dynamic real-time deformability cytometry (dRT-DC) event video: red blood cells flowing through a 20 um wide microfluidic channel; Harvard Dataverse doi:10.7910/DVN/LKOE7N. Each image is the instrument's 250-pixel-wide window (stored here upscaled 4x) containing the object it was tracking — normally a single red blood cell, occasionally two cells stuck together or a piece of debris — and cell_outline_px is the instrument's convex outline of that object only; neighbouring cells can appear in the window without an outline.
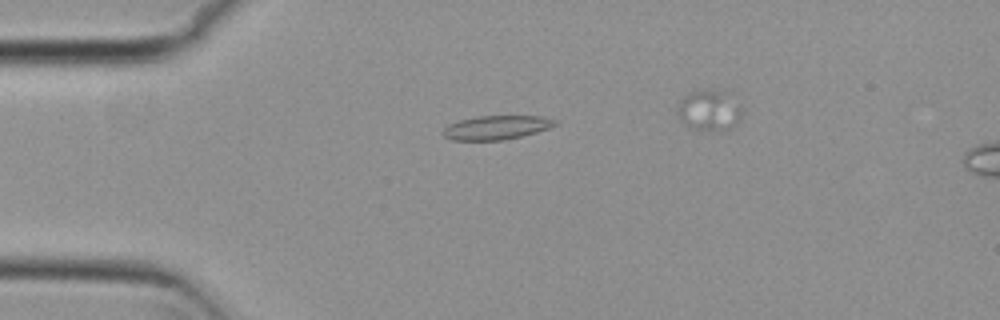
{"species": "common noctule bat (a hibernating species)", "species_latin": "Nyctalus noctula", "temperature_condition": "cold", "stored_images_in_passage": 42, "camera_frame_rate_fps": 3000, "um_per_image_px": 0.085, "animal": {"sex": "female", "body_mass_g": 29.2, "forearm_length_mm": 56.3}, "frame": {"image": 1, "passage_image": 11, "time_ms": 3.333, "image_size_px": [1000, 320], "cell_outline_px": [[556, 124], [548, 128], [536, 132], [504, 140], [452, 140], [444, 136], [440, 132], [448, 124], [460, 120], [476, 116], [540, 116], [556, 120]], "centroid_in_image_um": [42.14, 10.84], "position_along_channel_um": 42.9, "area_um2": 15.55}}
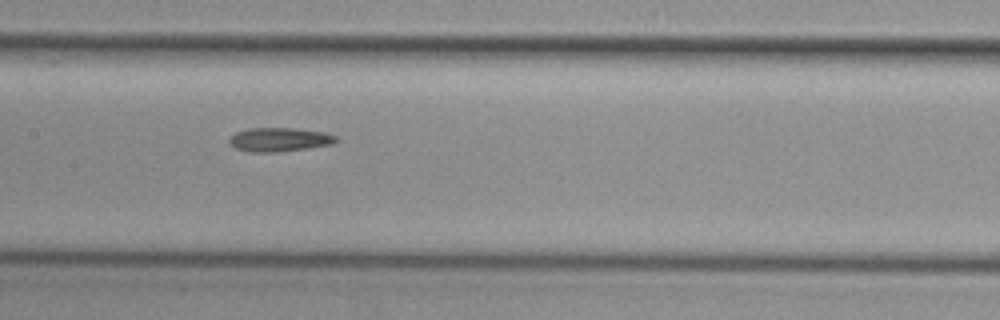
{"frame": {"image": 2, "passage_image": 24, "time_ms": 7.667, "image_size_px": [1000, 320], "cell_outline_px": [[340, 140], [332, 144], [276, 152], [248, 152], [236, 148], [228, 144], [228, 140], [236, 132], [248, 128], [292, 128], [324, 132], [336, 136]], "centroid_in_image_um": [23.72, 11.86], "position_along_channel_um": 183.7, "area_um2": 14.8}}
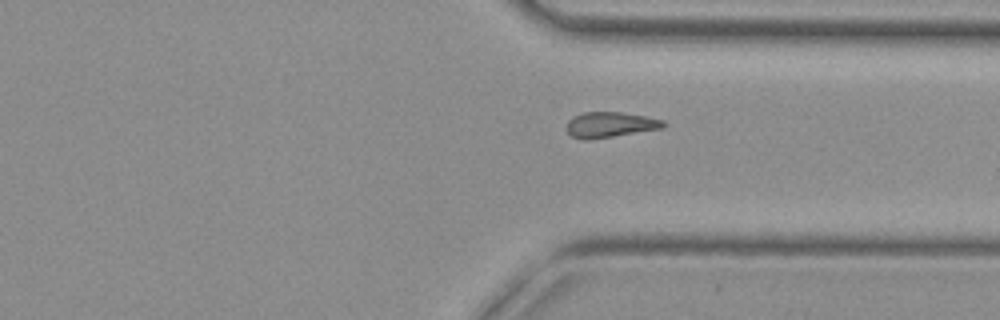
{"frame": {"image": 3, "passage_image": 38, "time_ms": 12.333, "image_size_px": [1000, 320], "cell_outline_px": [[668, 124], [664, 128], [588, 140], [584, 140], [572, 136], [568, 132], [568, 120], [572, 116], [584, 112], [624, 112], [648, 116], [664, 120]], "centroid_in_image_um": [51.92, 10.59], "position_along_channel_um": 359.5, "area_um2": 14.51}}